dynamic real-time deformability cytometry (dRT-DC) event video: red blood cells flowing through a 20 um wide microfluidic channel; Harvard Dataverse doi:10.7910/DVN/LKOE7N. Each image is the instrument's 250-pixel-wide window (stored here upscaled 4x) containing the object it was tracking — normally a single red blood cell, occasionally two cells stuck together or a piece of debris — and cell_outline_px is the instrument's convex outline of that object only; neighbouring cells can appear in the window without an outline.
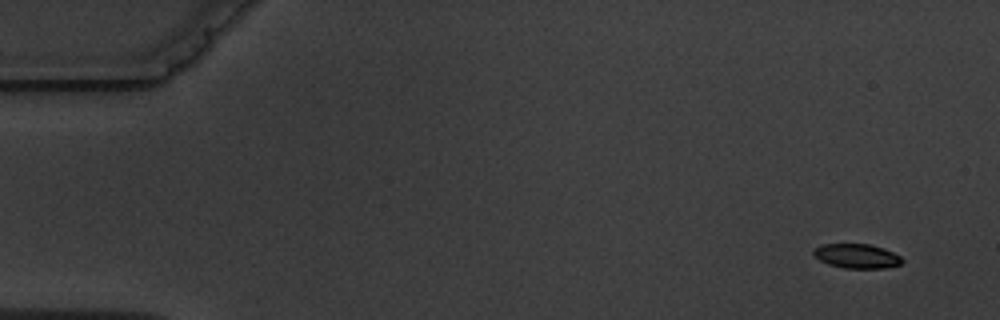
{"species": "common noctule bat (a hibernating species)", "species_latin": "Nyctalus noctula", "temperature_condition": "warm", "stored_images_in_passage": 5, "camera_frame_rate_fps": 3000, "um_per_image_px": 0.085, "animal": {"sex": "male", "body_mass_g": 19.5, "forearm_length_mm": 54.6}, "frame": {"image": 1, "passage_image": 1, "time_ms": 0.0, "image_size_px": [1000, 320], "cell_outline_px": [[904, 260], [900, 264], [884, 268], [844, 268], [828, 264], [820, 260], [812, 252], [820, 244], [868, 244], [884, 248], [900, 256]], "centroid_in_image_um": [72.83, 21.76], "position_along_channel_um": 12.2, "area_um2": 12.48}}
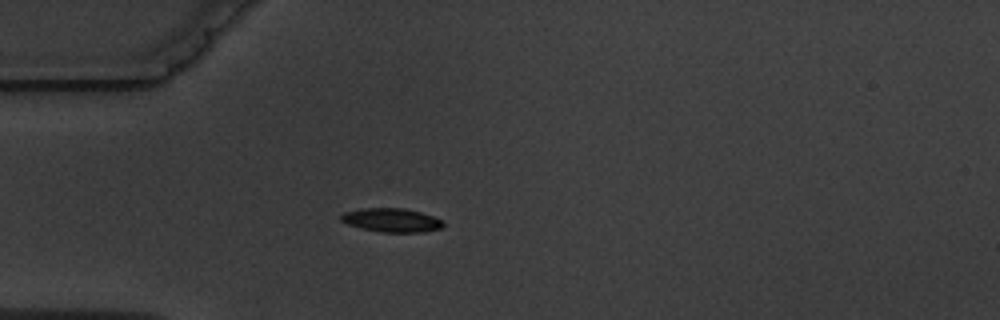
{"frame": {"image": 2, "passage_image": 4, "time_ms": 4.333, "image_size_px": [1000, 320], "cell_outline_px": [[444, 224], [440, 228], [424, 232], [380, 232], [360, 228], [348, 224], [340, 220], [340, 216], [344, 212], [360, 208], [404, 208], [420, 212], [444, 220]], "centroid_in_image_um": [33.27, 18.71], "position_along_channel_um": 51.7, "area_um2": 14.22}}